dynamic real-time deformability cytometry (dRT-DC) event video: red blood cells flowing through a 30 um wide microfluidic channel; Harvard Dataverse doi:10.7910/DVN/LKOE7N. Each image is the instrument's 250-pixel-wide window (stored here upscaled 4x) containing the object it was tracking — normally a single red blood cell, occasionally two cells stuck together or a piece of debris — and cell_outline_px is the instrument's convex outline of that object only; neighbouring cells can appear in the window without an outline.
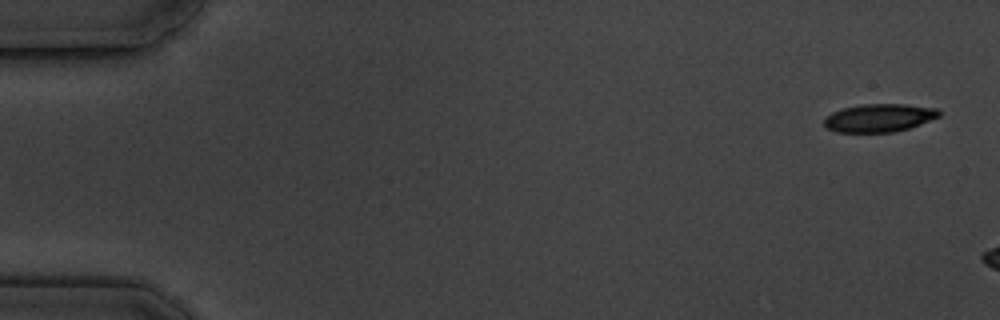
{"species": "common noctule bat (a hibernating species)", "species_latin": "Nyctalus noctula", "temperature_condition": "cold", "stored_images_in_passage": 3, "camera_frame_rate_fps": 3000, "um_per_image_px": 0.085, "animal": {"sex": "male", "body_mass_g": 19.5, "forearm_length_mm": 54.6}, "frame": {"image": 1, "passage_image": 1, "time_ms": 0.0, "image_size_px": [1000, 320], "cell_outline_px": [[940, 116], [920, 124], [908, 128], [892, 132], [836, 132], [828, 128], [824, 124], [824, 120], [832, 112], [844, 108], [864, 104], [904, 104], [936, 108], [940, 112]], "centroid_in_image_um": [74.74, 10.02], "position_along_channel_um": 10.3, "area_um2": 18.55}}